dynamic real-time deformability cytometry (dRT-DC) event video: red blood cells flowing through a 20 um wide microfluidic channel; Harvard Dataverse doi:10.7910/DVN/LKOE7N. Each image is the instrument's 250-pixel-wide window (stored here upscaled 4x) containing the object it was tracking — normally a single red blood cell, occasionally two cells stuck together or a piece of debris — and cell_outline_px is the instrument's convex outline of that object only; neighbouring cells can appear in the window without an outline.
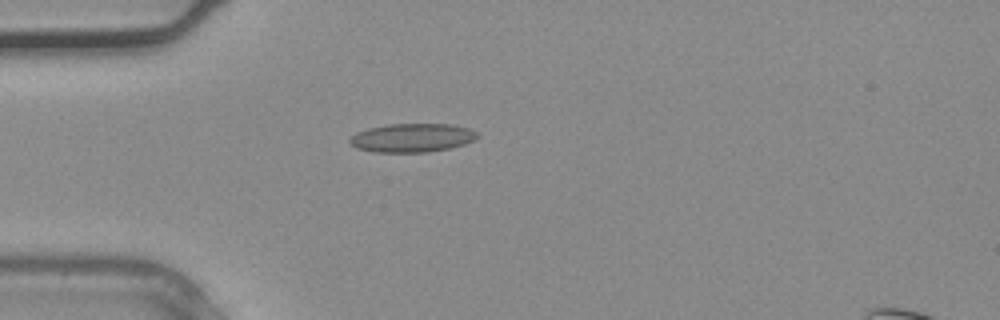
{"species": "common noctule bat (a hibernating species)", "species_latin": "Nyctalus noctula", "temperature_condition": "warm", "stored_images_in_passage": 5, "camera_frame_rate_fps": 3000, "um_per_image_px": 0.085, "animal": {"sex": "male", "body_mass_g": 20.4}, "frame": {"image": 1, "passage_image": 4, "time_ms": 1.0, "image_size_px": [1000, 320], "cell_outline_px": [[480, 136], [476, 140], [464, 144], [448, 148], [428, 152], [372, 152], [356, 148], [348, 140], [356, 132], [368, 128], [388, 124], [452, 124], [468, 128], [476, 132]], "centroid_in_image_um": [35.03, 11.71], "position_along_channel_um": 50.0, "area_um2": 21.39}}